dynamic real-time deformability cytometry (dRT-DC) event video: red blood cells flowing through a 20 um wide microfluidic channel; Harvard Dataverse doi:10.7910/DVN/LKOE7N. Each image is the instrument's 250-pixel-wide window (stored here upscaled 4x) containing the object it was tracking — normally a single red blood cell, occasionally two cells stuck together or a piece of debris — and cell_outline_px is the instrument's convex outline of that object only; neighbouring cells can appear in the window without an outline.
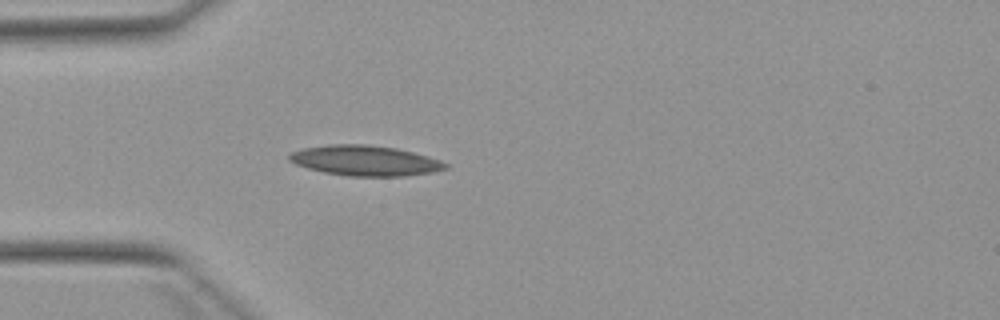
{"species": "Egyptian fruit bat (a non-hibernating species)", "species_latin": "Rousettus aegyptiacus", "temperature_condition": "warm", "stored_images_in_passage": 1, "camera_frame_rate_fps": 3000, "um_per_image_px": 0.085, "animal": {"sex": "female"}, "frame": {"image": 1, "passage_image": 1, "time_ms": 0.0, "image_size_px": [1000, 320], "cell_outline_px": [[448, 168], [432, 172], [404, 176], [348, 176], [324, 172], [308, 168], [296, 164], [288, 160], [288, 156], [292, 152], [304, 148], [328, 144], [368, 144], [396, 148], [428, 156], [440, 160], [448, 164]], "centroid_in_image_um": [31.04, 13.65], "position_along_channel_um": 54.0, "area_um2": 27.51}}